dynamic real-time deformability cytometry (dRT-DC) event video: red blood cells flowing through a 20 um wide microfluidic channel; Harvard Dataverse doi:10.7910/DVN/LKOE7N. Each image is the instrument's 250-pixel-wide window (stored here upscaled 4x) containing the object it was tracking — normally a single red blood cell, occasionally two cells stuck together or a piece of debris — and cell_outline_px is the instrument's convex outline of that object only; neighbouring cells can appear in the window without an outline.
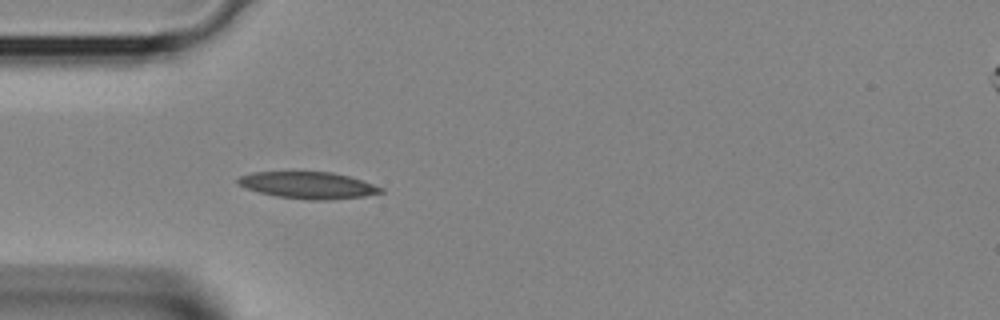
{"species": "Egyptian fruit bat (a non-hibernating species)", "species_latin": "Rousettus aegyptiacus", "temperature_condition": "room temperature", "stored_images_in_passage": 29, "camera_frame_rate_fps": 3000, "um_per_image_px": 0.085, "animal": {"sex": "female"}, "frame": {"image": 1, "passage_image": 1, "time_ms": 0.0, "image_size_px": [1000, 320], "cell_outline_px": [[384, 192], [364, 196], [328, 200], [308, 200], [276, 196], [244, 188], [236, 184], [236, 180], [240, 176], [252, 172], [332, 172], [348, 176], [384, 188]], "centroid_in_image_um": [26.15, 15.75], "position_along_channel_um": 58.8, "area_um2": 22.25}}
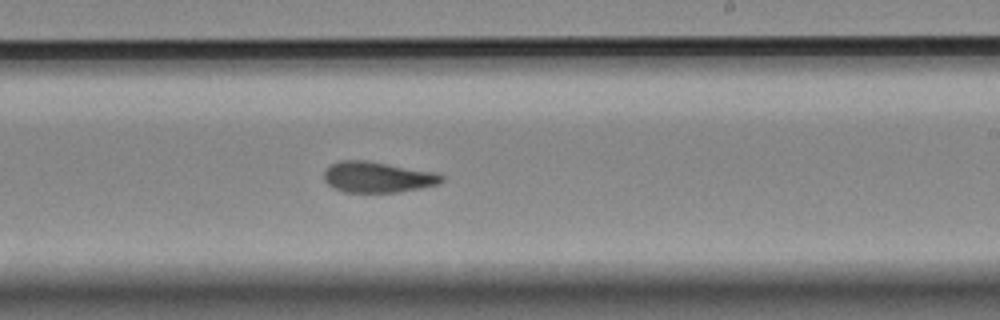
{"frame": {"image": 2, "passage_image": 13, "time_ms": 4.0, "image_size_px": [1000, 320], "cell_outline_px": [[444, 180], [440, 184], [400, 192], [344, 192], [332, 188], [324, 180], [324, 172], [332, 164], [340, 160], [364, 160], [440, 172], [444, 176]], "centroid_in_image_um": [32.15, 15.05], "position_along_channel_um": 256.9, "area_um2": 21.39}}
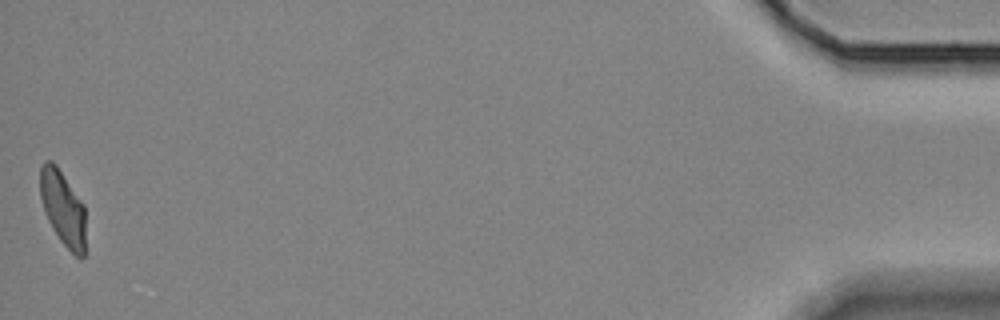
{"frame": {"image": 3, "passage_image": 29, "time_ms": 9.333, "image_size_px": [1000, 320], "cell_outline_px": [[84, 256], [76, 256], [60, 240], [48, 220], [44, 212], [40, 196], [40, 168], [44, 160], [52, 160], [56, 164], [84, 204]], "centroid_in_image_um": [5.32, 17.62], "position_along_channel_um": 429.9, "area_um2": 19.65}}